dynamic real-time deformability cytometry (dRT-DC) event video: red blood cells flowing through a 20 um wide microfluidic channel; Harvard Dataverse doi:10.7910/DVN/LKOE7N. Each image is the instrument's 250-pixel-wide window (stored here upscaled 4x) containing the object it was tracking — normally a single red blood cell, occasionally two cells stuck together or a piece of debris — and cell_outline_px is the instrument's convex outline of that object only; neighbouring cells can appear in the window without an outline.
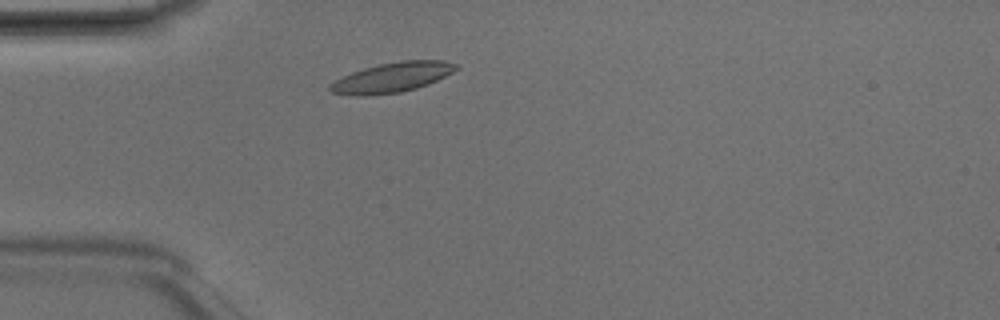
{"species": "Egyptian fruit bat (a non-hibernating species)", "species_latin": "Rousettus aegyptiacus", "temperature_condition": "room temperature", "stored_images_in_passage": 3, "camera_frame_rate_fps": 3000, "um_per_image_px": 0.085, "animal": {"sex": "male"}, "frame": {"image": 1, "passage_image": 3, "time_ms": 0.667, "image_size_px": [1000, 320], "cell_outline_px": [[460, 68], [428, 84], [416, 88], [400, 92], [368, 96], [352, 96], [332, 92], [328, 88], [328, 84], [352, 72], [364, 68], [380, 64], [400, 60], [444, 60], [460, 64]], "centroid_in_image_um": [33.34, 6.58], "position_along_channel_um": 51.7, "area_um2": 22.02}}